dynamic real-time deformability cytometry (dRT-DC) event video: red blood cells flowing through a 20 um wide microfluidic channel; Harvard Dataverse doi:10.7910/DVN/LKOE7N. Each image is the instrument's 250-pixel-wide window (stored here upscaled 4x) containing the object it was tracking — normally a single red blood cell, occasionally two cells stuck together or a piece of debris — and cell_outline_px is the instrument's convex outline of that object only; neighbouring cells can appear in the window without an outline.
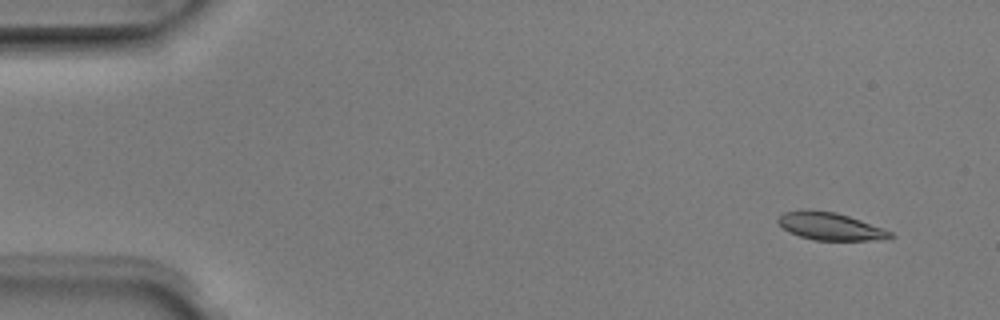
{"species": "Egyptian fruit bat (a non-hibernating species)", "species_latin": "Rousettus aegyptiacus", "temperature_condition": "room temperature", "stored_images_in_passage": 6, "segment_of_instrument_passage": [2, 2], "camera_frame_rate_fps": 3000, "um_per_image_px": 0.085, "animal": {"sex": "male"}, "frame": {"image": 1, "passage_image": 6, "time_ms": 1.667, "image_size_px": [1000, 320], "cell_outline_px": [[896, 236], [868, 240], [816, 240], [800, 236], [788, 232], [776, 220], [784, 212], [800, 208], [808, 208], [836, 212], [860, 220], [892, 232]], "centroid_in_image_um": [70.49, 19.2], "position_along_channel_um": 14.5, "area_um2": 17.98}}